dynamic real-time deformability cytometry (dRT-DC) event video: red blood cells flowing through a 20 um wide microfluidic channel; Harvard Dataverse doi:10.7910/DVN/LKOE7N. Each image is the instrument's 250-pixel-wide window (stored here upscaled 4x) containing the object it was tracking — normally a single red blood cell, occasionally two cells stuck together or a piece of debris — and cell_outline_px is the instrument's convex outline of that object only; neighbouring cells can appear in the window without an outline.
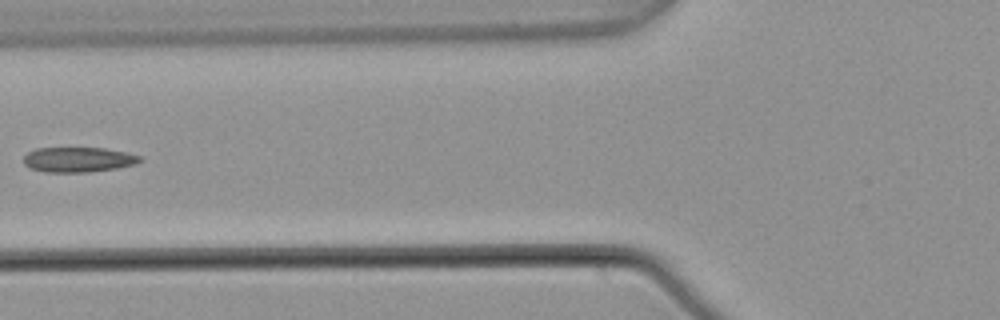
{"species": "common noctule bat (a hibernating species)", "species_latin": "Nyctalus noctula", "temperature_condition": "warm", "stored_images_in_passage": 6, "camera_frame_rate_fps": 3000, "um_per_image_px": 0.085, "animal": {"sex": "male", "body_mass_g": 21.5, "forearm_length_mm": 52.0}, "frame": {"image": 1, "passage_image": 6, "time_ms": 1.667, "image_size_px": [1000, 320], "cell_outline_px": [[144, 160], [136, 164], [116, 168], [88, 172], [44, 172], [28, 168], [24, 164], [24, 156], [28, 152], [36, 148], [104, 148], [128, 152], [140, 156]], "centroid_in_image_um": [6.66, 13.57], "position_along_channel_um": 119.1, "area_um2": 17.11}}